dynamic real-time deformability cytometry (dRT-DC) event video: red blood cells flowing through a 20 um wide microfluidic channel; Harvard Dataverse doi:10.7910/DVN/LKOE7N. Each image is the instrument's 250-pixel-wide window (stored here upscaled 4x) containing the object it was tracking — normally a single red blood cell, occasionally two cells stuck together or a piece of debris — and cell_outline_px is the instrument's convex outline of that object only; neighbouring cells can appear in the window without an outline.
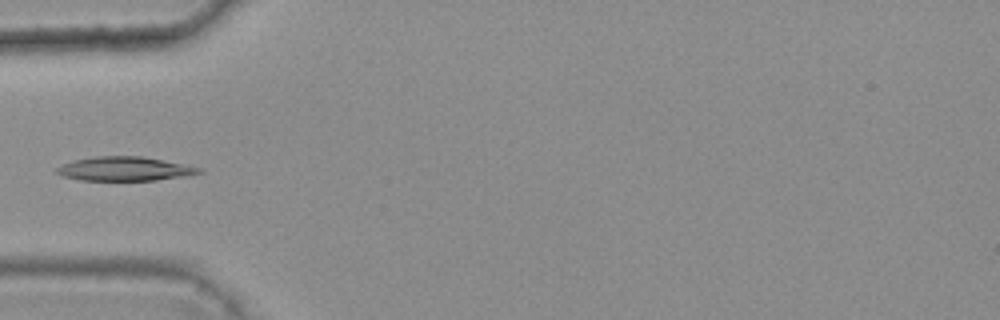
{"species": "common noctule bat (a hibernating species)", "species_latin": "Nyctalus noctula", "temperature_condition": "warm", "stored_images_in_passage": 4, "camera_frame_rate_fps": 3000, "um_per_image_px": 0.085, "animal": {"sex": "female", "body_mass_g": 25.1}, "frame": {"image": 1, "passage_image": 4, "time_ms": 1.0, "image_size_px": [1000, 320], "cell_outline_px": [[204, 172], [188, 176], [156, 180], [80, 180], [64, 176], [56, 172], [56, 168], [72, 160], [92, 156], [140, 156], [184, 164], [204, 168]], "centroid_in_image_um": [10.64, 14.35], "position_along_channel_um": 74.4, "area_um2": 20.0}}